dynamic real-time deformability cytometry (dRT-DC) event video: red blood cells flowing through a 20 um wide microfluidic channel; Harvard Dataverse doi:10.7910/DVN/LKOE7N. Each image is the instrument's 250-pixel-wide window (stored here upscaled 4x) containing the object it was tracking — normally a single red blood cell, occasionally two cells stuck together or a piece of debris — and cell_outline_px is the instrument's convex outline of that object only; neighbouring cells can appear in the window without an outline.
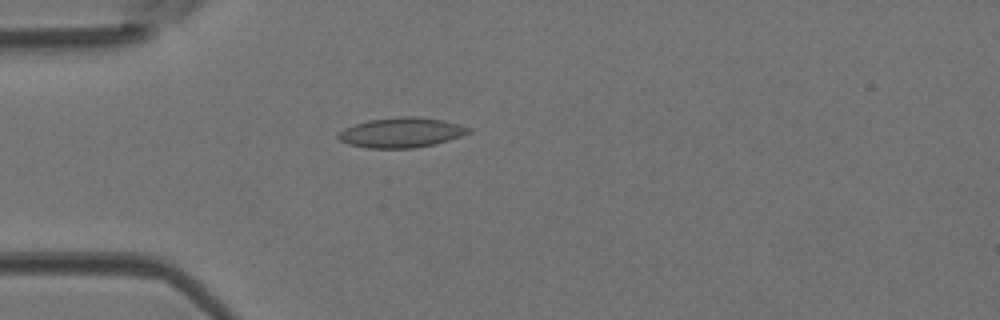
{"species": "Egyptian fruit bat (a non-hibernating species)", "species_latin": "Rousettus aegyptiacus", "temperature_condition": "room temperature", "stored_images_in_passage": 5, "camera_frame_rate_fps": 3000, "um_per_image_px": 0.085, "animal": {"sex": "female"}, "frame": {"image": 1, "passage_image": 5, "time_ms": 1.333, "image_size_px": [1000, 320], "cell_outline_px": [[472, 132], [436, 144], [416, 148], [368, 148], [348, 144], [340, 140], [336, 136], [344, 128], [368, 120], [400, 116], [416, 116], [440, 120], [460, 124], [472, 128]], "centroid_in_image_um": [34.13, 11.27], "position_along_channel_um": 50.9, "area_um2": 22.77}}